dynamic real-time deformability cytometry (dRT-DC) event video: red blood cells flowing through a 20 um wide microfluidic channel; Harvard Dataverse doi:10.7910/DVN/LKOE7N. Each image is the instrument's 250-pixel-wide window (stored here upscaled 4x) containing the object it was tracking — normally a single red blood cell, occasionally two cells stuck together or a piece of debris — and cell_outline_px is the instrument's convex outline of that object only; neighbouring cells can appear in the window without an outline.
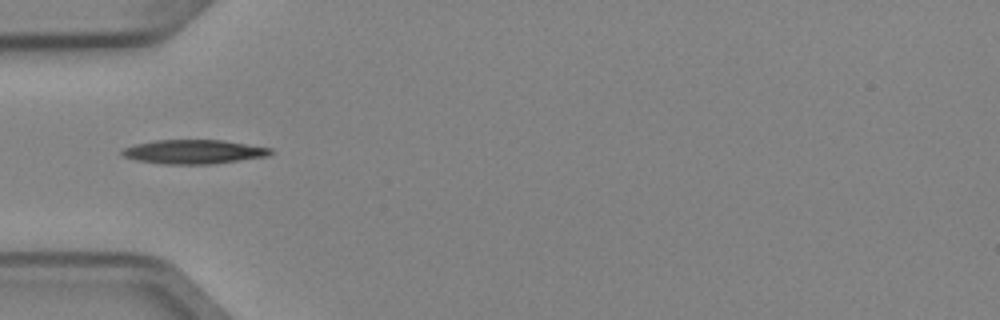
{"species": "Egyptian fruit bat (a non-hibernating species)", "species_latin": "Rousettus aegyptiacus", "temperature_condition": "cold", "stored_images_in_passage": 4, "camera_frame_rate_fps": 3000, "um_per_image_px": 0.085, "animal": {"sex": "female"}, "frame": {"image": 1, "passage_image": 3, "time_ms": 0.667, "image_size_px": [1000, 320], "cell_outline_px": [[272, 152], [268, 156], [212, 164], [160, 164], [136, 160], [124, 156], [120, 152], [124, 148], [136, 144], [156, 140], [224, 140], [272, 148]], "centroid_in_image_um": [16.47, 12.9], "position_along_channel_um": 68.5, "area_um2": 20.81}}
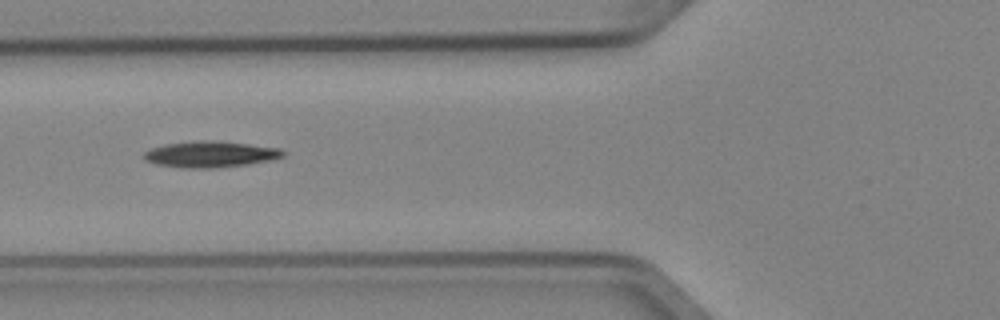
{"frame": {"image": 2, "passage_image": 4, "time_ms": 1.0, "image_size_px": [1000, 320], "cell_outline_px": [[284, 156], [272, 160], [248, 164], [216, 168], [180, 168], [156, 164], [144, 160], [144, 152], [152, 148], [164, 144], [192, 140], [216, 140], [280, 148], [284, 152]], "centroid_in_image_um": [17.86, 13.11], "position_along_channel_um": 107.9, "area_um2": 21.44}}